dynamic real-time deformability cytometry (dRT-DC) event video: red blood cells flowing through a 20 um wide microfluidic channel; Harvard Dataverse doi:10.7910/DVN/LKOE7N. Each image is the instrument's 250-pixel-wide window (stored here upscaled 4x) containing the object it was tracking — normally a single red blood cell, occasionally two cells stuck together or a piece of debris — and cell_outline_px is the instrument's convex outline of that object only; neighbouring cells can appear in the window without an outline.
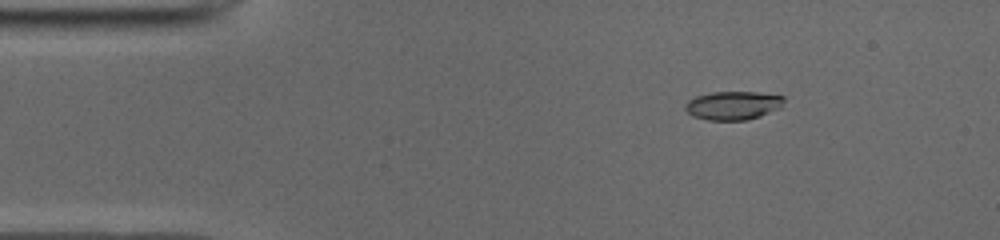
{"species": "common noctule bat (a hibernating species)", "species_latin": "Nyctalus noctula", "temperature_condition": "cold", "stored_images_in_passage": 45, "camera_frame_rate_fps": 3000, "um_per_image_px": 0.085, "animal": {"sex": "male", "body_mass_g": 19.0, "forearm_length_mm": 50.8}, "frame": {"image": 1, "passage_image": 2, "time_ms": 0.333, "image_size_px": [1000, 240], "cell_outline_px": [[784, 100], [780, 108], [760, 116], [744, 120], [708, 120], [692, 116], [684, 108], [684, 104], [688, 100], [696, 96], [712, 92], [756, 92], [784, 96]], "centroid_in_image_um": [62.28, 8.96], "position_along_channel_um": 22.7, "area_um2": 16.42}}
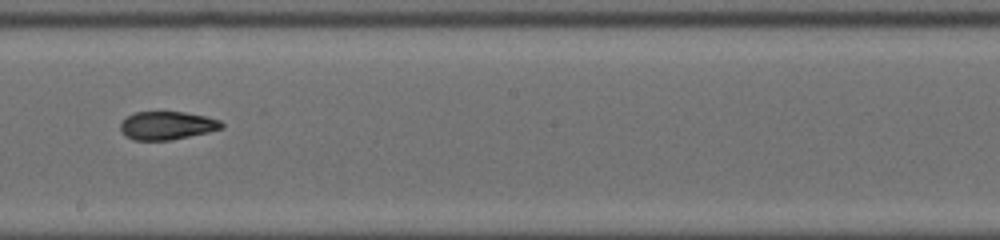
{"frame": {"image": 2, "passage_image": 23, "time_ms": 7.333, "image_size_px": [1000, 240], "cell_outline_px": [[224, 128], [208, 132], [172, 140], [132, 140], [120, 128], [120, 124], [128, 116], [136, 112], [184, 112], [204, 116], [220, 120], [224, 124]], "centroid_in_image_um": [14.24, 10.67], "position_along_channel_um": 234.0, "area_um2": 16.47}}
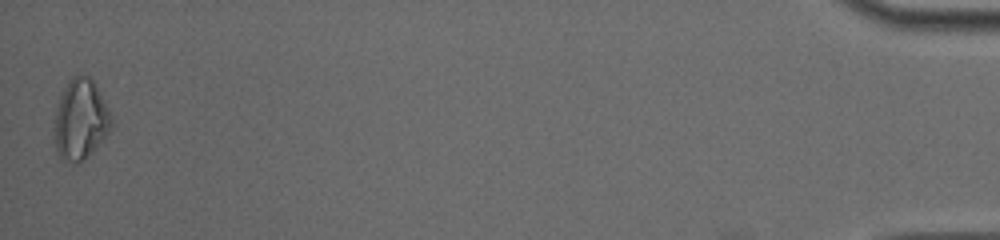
{"frame": {"image": 3, "passage_image": 45, "time_ms": 14.667, "image_size_px": [1000, 240], "cell_outline_px": [[112, 124], [108, 132], [92, 152], [80, 164], [76, 164], [60, 156], [56, 148], [56, 108], [60, 96], [68, 80], [72, 76], [80, 72], [88, 76], [92, 80], [100, 92], [112, 116]], "centroid_in_image_um": [6.87, 10.12], "position_along_channel_um": 428.3, "area_um2": 26.36}, "authors_computed_cell_mechanics": {"area_um2": 17.34, "velocity_mm_per_s": 3.9674, "shape_relaxation_time_tau1_ms": 5.6446, "shape_relaxation_time_tau2_ms": 3.1661, "deformation_change_tau1": 0.1828, "deformation_change_tau2": 0.1022}}